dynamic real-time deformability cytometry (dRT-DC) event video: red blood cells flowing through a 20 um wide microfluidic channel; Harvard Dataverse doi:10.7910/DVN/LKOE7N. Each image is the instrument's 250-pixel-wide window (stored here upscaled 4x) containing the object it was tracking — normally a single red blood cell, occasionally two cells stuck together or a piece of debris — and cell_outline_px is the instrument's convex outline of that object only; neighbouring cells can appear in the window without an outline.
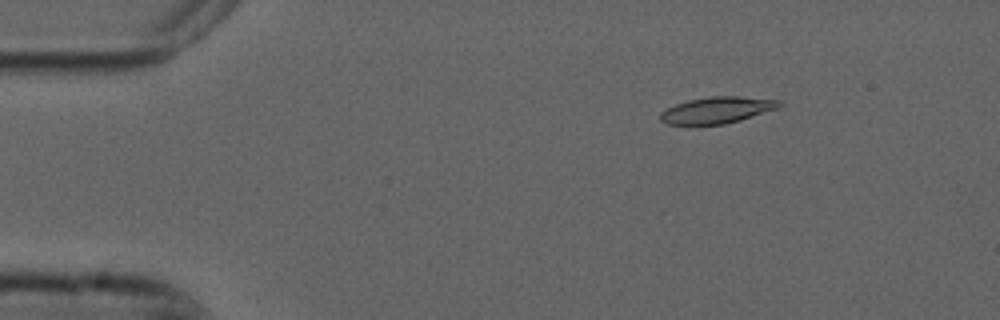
{"species": "common noctule bat (a hibernating species)", "species_latin": "Nyctalus noctula", "temperature_condition": "cold", "stored_images_in_passage": 19, "camera_frame_rate_fps": 3000, "um_per_image_px": 0.085, "animal": {"sex": "male", "forearm_length_mm": 52.5}, "frame": {"image": 1, "passage_image": 8, "time_ms": 2.333, "image_size_px": [1000, 320], "cell_outline_px": [[784, 104], [780, 108], [740, 120], [724, 124], [668, 124], [660, 120], [660, 112], [676, 104], [688, 100], [712, 96], [736, 96], [780, 100]], "centroid_in_image_um": [61.0, 9.35], "position_along_channel_um": 24.0, "area_um2": 18.26}}
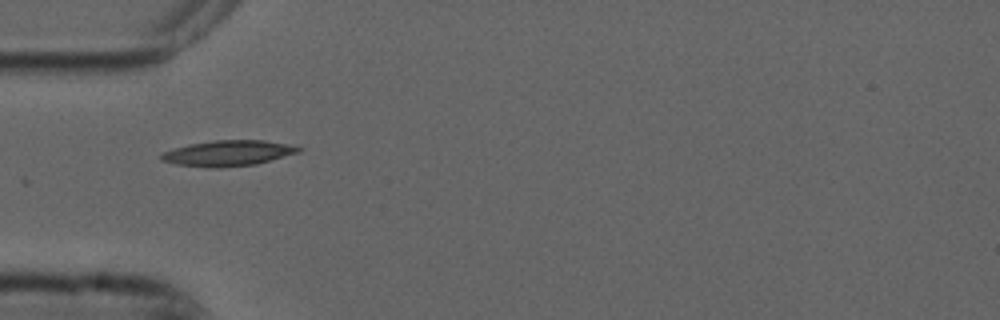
{"frame": {"image": 2, "passage_image": 17, "time_ms": 5.333, "image_size_px": [1000, 320], "cell_outline_px": [[304, 148], [300, 152], [256, 164], [220, 168], [208, 168], [176, 164], [160, 160], [160, 156], [164, 152], [172, 148], [188, 144], [212, 140], [264, 140], [288, 144]], "centroid_in_image_um": [19.38, 13.02], "position_along_channel_um": 65.6, "area_um2": 20.69}}